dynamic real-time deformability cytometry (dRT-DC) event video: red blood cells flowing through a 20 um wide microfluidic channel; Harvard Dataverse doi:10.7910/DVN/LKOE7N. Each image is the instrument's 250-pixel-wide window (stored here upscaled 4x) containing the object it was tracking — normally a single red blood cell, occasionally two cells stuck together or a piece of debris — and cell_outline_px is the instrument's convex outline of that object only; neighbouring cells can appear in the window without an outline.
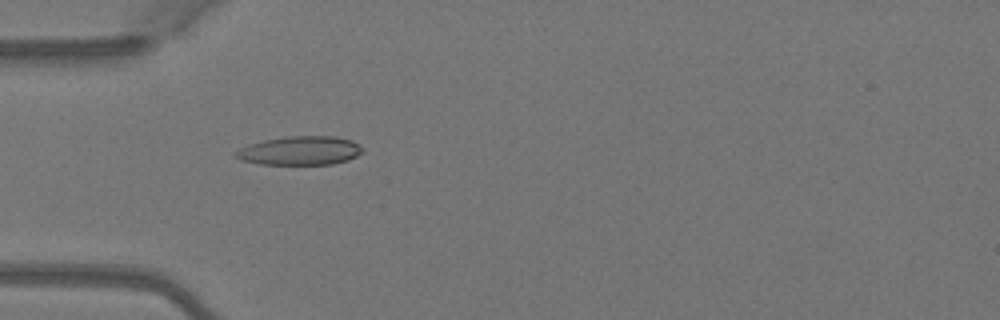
{"species": "Egyptian fruit bat (a non-hibernating species)", "species_latin": "Rousettus aegyptiacus", "temperature_condition": "warm", "stored_images_in_passage": 5, "camera_frame_rate_fps": 3000, "um_per_image_px": 0.085, "animal": {"sex": "female"}, "frame": {"image": 1, "passage_image": 4, "time_ms": 1.0, "image_size_px": [1000, 320], "cell_outline_px": [[364, 152], [348, 160], [332, 164], [260, 164], [240, 160], [232, 156], [232, 152], [248, 144], [264, 140], [288, 136], [336, 136], [352, 140], [364, 148]], "centroid_in_image_um": [25.48, 12.8], "position_along_channel_um": 59.5, "area_um2": 21.56}}
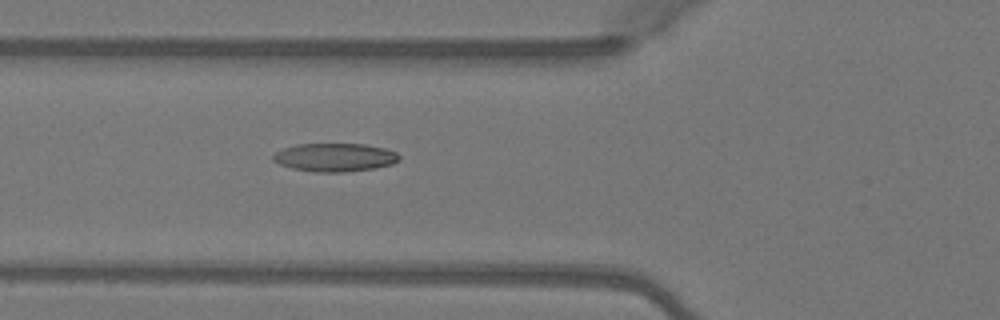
{"frame": {"image": 2, "passage_image": 5, "time_ms": 1.333, "image_size_px": [1000, 320], "cell_outline_px": [[400, 160], [392, 164], [376, 168], [344, 172], [316, 172], [292, 168], [280, 164], [272, 160], [272, 156], [276, 152], [284, 148], [296, 144], [364, 144], [384, 148], [396, 152], [400, 156]], "centroid_in_image_um": [28.47, 13.38], "position_along_channel_um": 97.3, "area_um2": 20.81}}